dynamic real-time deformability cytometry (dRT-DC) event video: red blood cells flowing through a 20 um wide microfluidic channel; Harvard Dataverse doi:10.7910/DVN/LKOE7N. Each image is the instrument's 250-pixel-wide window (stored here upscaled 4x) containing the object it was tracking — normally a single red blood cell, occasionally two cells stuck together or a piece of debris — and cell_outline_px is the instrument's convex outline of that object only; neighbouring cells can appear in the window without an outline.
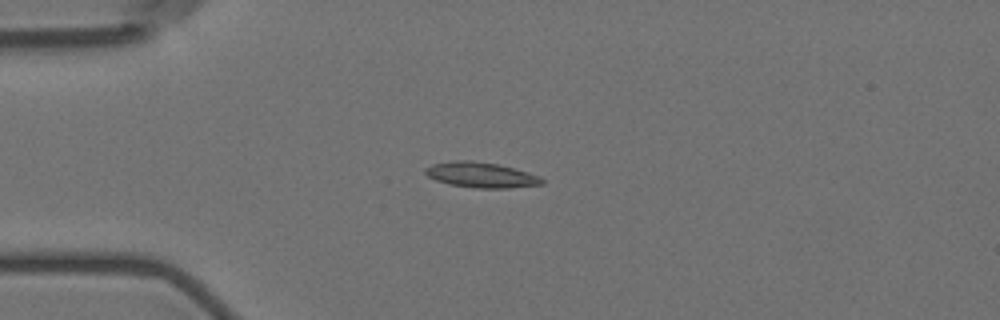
{"species": "Egyptian fruit bat (a non-hibernating species)", "species_latin": "Rousettus aegyptiacus", "temperature_condition": "room temperature", "stored_images_in_passage": 13, "camera_frame_rate_fps": 3000, "um_per_image_px": 0.085, "animal": {"sex": "female"}, "frame": {"image": 1, "passage_image": 4, "time_ms": 4.333, "image_size_px": [1000, 320], "cell_outline_px": [[544, 184], [508, 188], [476, 188], [448, 184], [436, 180], [428, 176], [424, 172], [424, 168], [432, 164], [456, 160], [472, 160], [496, 164], [528, 172], [540, 176], [544, 180]], "centroid_in_image_um": [40.88, 14.87], "position_along_channel_um": 44.1, "area_um2": 17.22}}
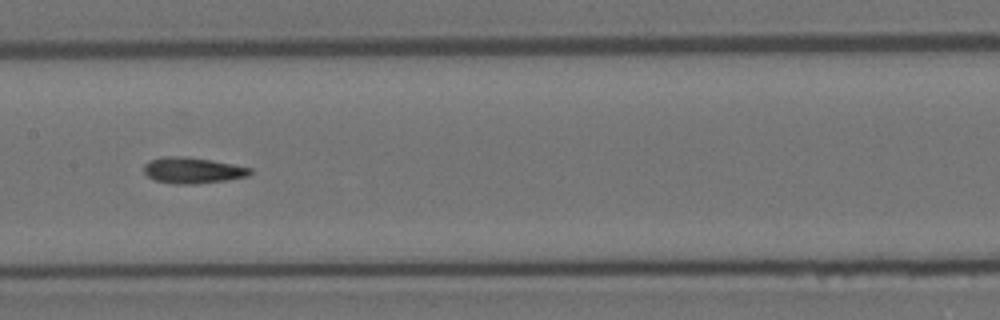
{"frame": {"image": 2, "passage_image": 8, "time_ms": 9.0, "image_size_px": [1000, 320], "cell_outline_px": [[252, 172], [248, 176], [224, 180], [192, 184], [176, 184], [156, 180], [148, 176], [144, 172], [144, 164], [148, 160], [160, 156], [184, 156], [212, 160], [252, 168]], "centroid_in_image_um": [16.34, 14.46], "position_along_channel_um": 191.1, "area_um2": 16.07}}
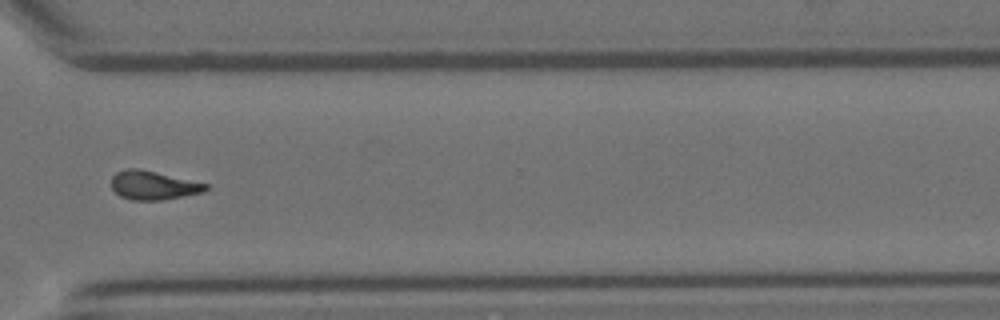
{"frame": {"image": 3, "passage_image": 12, "time_ms": 13.667, "image_size_px": [1000, 320], "cell_outline_px": [[208, 188], [204, 192], [164, 200], [132, 200], [120, 196], [112, 188], [112, 176], [116, 172], [124, 168], [140, 168], [208, 184]], "centroid_in_image_um": [13.02, 15.74], "position_along_channel_um": 357.6, "area_um2": 15.9}, "authors_computed_cell_mechanics": {"area_um2": 16.0106, "velocity_mm_per_s": 3.5889, "shape_relaxation_time_tau1_ms": null, "shape_relaxation_time_tau2_ms": 1.9802, "deformation_change_tau1": null, "deformation_change_tau2": 0.0721}}